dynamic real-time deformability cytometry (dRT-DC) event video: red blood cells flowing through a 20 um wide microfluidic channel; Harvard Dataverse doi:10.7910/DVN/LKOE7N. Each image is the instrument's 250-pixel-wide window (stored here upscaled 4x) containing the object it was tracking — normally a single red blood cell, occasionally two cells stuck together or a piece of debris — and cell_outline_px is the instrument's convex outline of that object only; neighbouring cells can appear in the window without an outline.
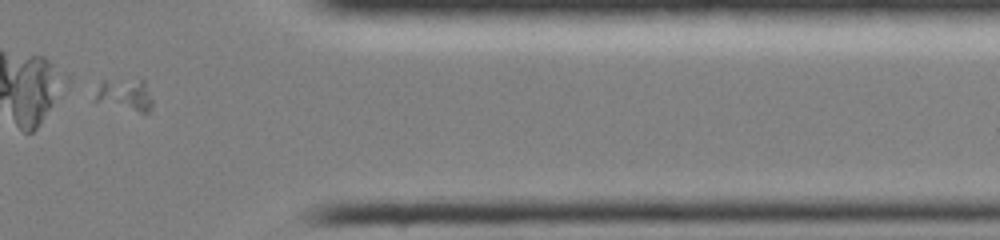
{"species": "common noctule bat (a hibernating species)", "species_latin": "Nyctalus noctula", "temperature_condition": "room temperature", "stored_images_in_passage": 45, "camera_frame_rate_fps": 3000, "um_per_image_px": 0.085, "animal": {"sex": "female", "body_mass_g": 19.0, "forearm_length_mm": 51.5}, "frame": {"image": 1, "passage_image": 41, "time_ms": 10.0, "image_size_px": [1000, 240], "cell_outline_px": [[152, 108], [148, 112], [140, 112], [96, 100], [96, 96], [100, 80], [144, 80], [152, 100]], "centroid_in_image_um": [10.67, 8.03], "position_along_channel_um": 400.7, "area_um2": 10.17}}